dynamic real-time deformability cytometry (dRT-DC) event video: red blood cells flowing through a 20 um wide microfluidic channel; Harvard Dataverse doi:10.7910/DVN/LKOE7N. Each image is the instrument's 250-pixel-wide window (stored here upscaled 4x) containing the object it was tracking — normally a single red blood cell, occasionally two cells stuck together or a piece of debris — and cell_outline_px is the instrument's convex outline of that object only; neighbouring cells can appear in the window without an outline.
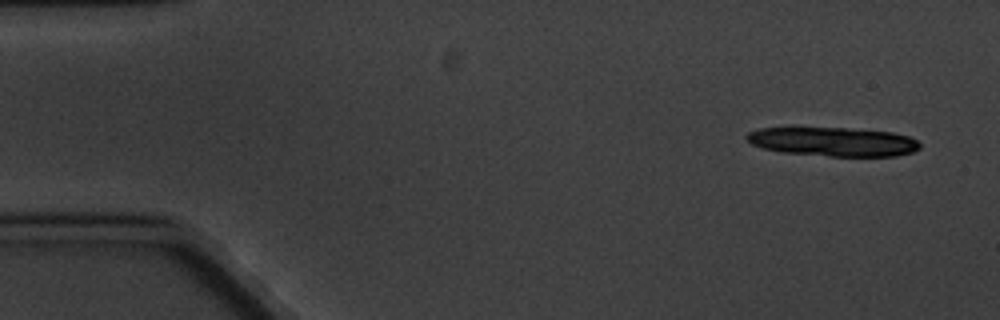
{"species": "common noctule bat (a hibernating species)", "species_latin": "Nyctalus noctula", "temperature_condition": "cold", "stored_images_in_passage": 6, "camera_frame_rate_fps": 3000, "um_per_image_px": 0.085, "animal": {"sex": "male", "body_mass_g": 20.1, "forearm_length_mm": 53.5}, "frame": {"image": 1, "passage_image": 1, "time_ms": 0.0, "image_size_px": [1000, 320], "cell_outline_px": [[920, 148], [912, 152], [896, 156], [828, 156], [780, 152], [764, 148], [752, 144], [744, 136], [748, 132], [760, 128], [792, 124], [796, 124], [892, 132], [908, 136], [916, 140], [920, 144]], "centroid_in_image_um": [70.69, 11.99], "position_along_channel_um": 14.3, "area_um2": 30.4}}